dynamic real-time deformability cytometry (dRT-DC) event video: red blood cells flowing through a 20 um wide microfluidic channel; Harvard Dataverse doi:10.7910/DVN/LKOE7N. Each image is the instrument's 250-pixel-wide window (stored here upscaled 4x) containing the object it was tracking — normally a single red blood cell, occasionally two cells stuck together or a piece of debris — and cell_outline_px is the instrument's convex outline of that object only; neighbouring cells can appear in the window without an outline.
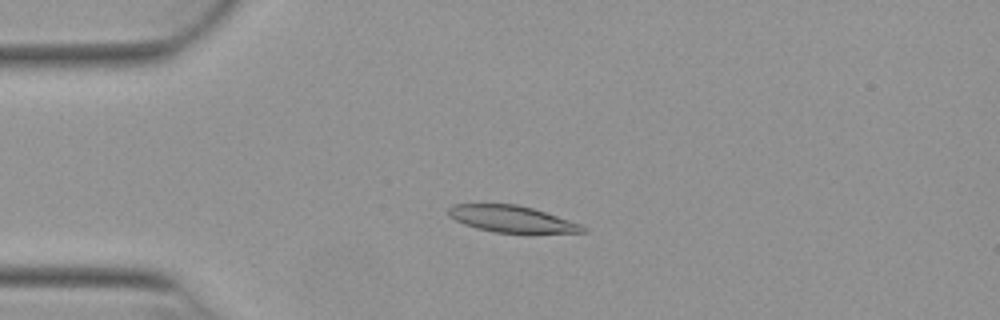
{"species": "Egyptian fruit bat (a non-hibernating species)", "species_latin": "Rousettus aegyptiacus", "temperature_condition": "warm", "stored_images_in_passage": 52, "camera_frame_rate_fps": 3000, "um_per_image_px": 0.085, "animal": {"sex": "female"}, "frame": {"image": 1, "passage_image": 13, "time_ms": 4.0, "image_size_px": [1000, 320], "cell_outline_px": [[588, 232], [496, 232], [476, 228], [464, 224], [448, 216], [448, 208], [452, 204], [516, 204], [532, 208], [580, 224], [588, 228]], "centroid_in_image_um": [43.45, 18.6], "position_along_channel_um": 41.6, "area_um2": 20.4}}
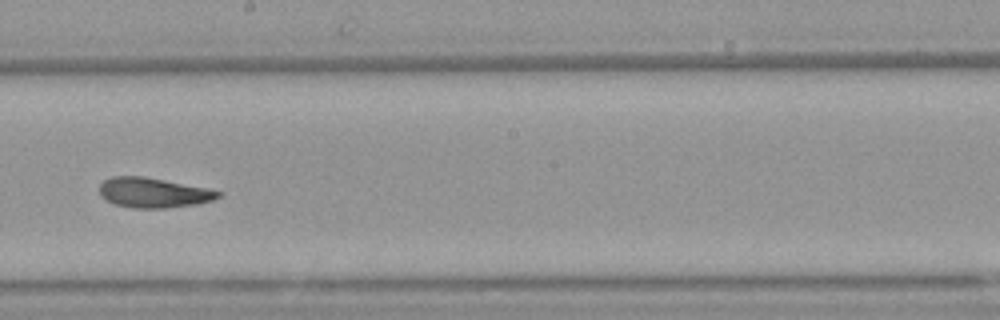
{"frame": {"image": 2, "passage_image": 30, "time_ms": 9.667, "image_size_px": [1000, 320], "cell_outline_px": [[220, 196], [212, 200], [196, 204], [168, 208], [132, 208], [116, 204], [100, 196], [100, 184], [104, 180], [112, 176], [144, 176], [208, 188], [220, 192]], "centroid_in_image_um": [13.02, 16.37], "position_along_channel_um": 235.2, "area_um2": 20.63}}
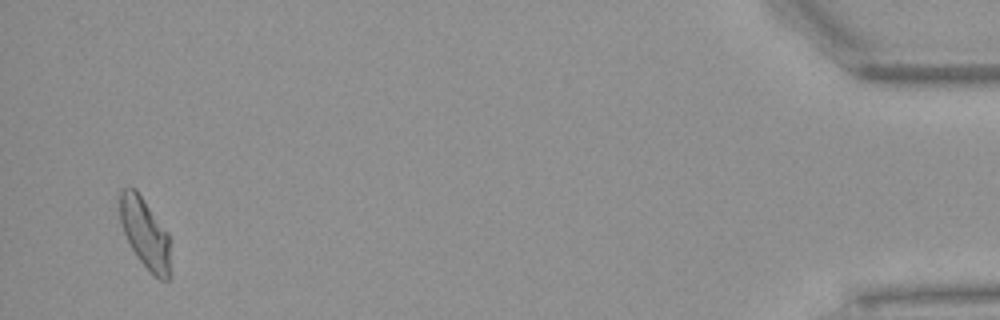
{"frame": {"image": 3, "passage_image": 51, "time_ms": 16.667, "image_size_px": [1000, 320], "cell_outline_px": [[168, 280], [160, 280], [140, 260], [132, 248], [124, 232], [120, 220], [120, 192], [124, 188], [136, 188], [168, 232]], "centroid_in_image_um": [12.3, 19.75], "position_along_channel_um": 422.9, "area_um2": 19.94}, "authors_computed_cell_mechanics": {"area_um2": 20.6924, "velocity_mm_per_s": 3.8818, "shape_relaxation_time_tau1_ms": 4.7582, "shape_relaxation_time_tau2_ms": 2.1041, "deformation_change_tau1": 0.154, "deformation_change_tau2": 0.0917}}